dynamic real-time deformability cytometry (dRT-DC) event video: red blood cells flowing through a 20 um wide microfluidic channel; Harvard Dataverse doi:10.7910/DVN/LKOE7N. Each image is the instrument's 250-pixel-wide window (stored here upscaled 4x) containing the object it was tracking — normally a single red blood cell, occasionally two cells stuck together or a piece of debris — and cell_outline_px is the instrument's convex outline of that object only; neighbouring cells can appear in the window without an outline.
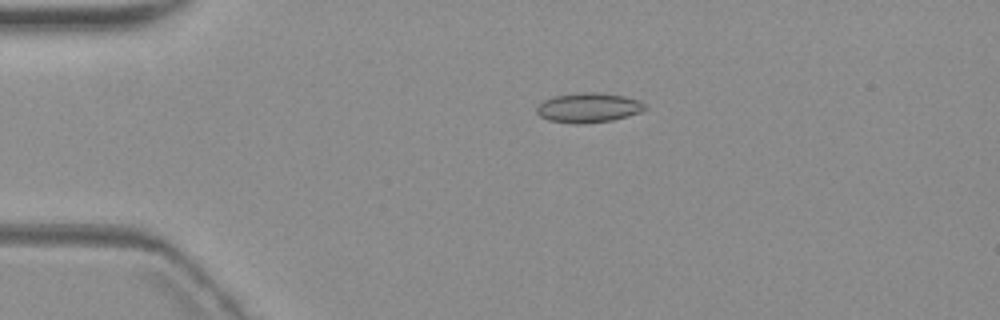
{"species": "common noctule bat (a hibernating species)", "species_latin": "Nyctalus noctula", "temperature_condition": "warm", "stored_images_in_passage": 5, "camera_frame_rate_fps": 3000, "um_per_image_px": 0.085, "animal": {"sex": "female", "body_mass_g": 19.3, "forearm_length_mm": 54.1}, "frame": {"image": 1, "passage_image": 4, "time_ms": 3.667, "image_size_px": [1000, 320], "cell_outline_px": [[644, 108], [640, 112], [628, 116], [612, 120], [580, 124], [576, 124], [548, 120], [540, 116], [536, 112], [536, 108], [544, 100], [556, 96], [584, 92], [596, 92], [624, 96], [640, 100], [644, 104]], "centroid_in_image_um": [50.01, 9.16], "position_along_channel_um": 35.0, "area_um2": 18.5}}